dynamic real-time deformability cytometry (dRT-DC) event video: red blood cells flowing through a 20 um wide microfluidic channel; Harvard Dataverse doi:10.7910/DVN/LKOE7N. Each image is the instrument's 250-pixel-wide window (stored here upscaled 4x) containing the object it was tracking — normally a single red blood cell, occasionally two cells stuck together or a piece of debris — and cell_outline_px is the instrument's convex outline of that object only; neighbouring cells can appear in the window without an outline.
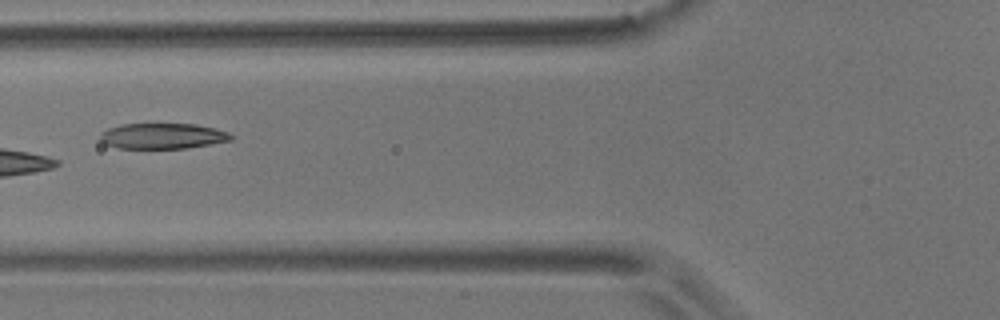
{"species": "common noctule bat (a hibernating species)", "species_latin": "Nyctalus noctula", "temperature_condition": "room temperature", "stored_images_in_passage": 15, "camera_frame_rate_fps": 3000, "um_per_image_px": 0.085, "animal": {"sex": "male", "body_mass_g": 17.9}, "frame": {"image": 1, "passage_image": 5, "time_ms": 1.333, "image_size_px": [1000, 320], "cell_outline_px": [[232, 140], [184, 148], [116, 148], [104, 144], [100, 140], [100, 132], [108, 128], [120, 124], [196, 124], [228, 132], [232, 136]], "centroid_in_image_um": [13.75, 11.56], "position_along_channel_um": 112.1, "area_um2": 19.42}}
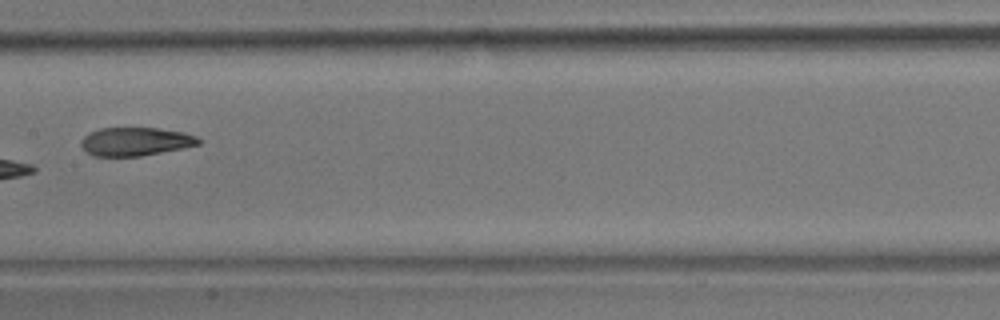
{"frame": {"image": 2, "passage_image": 7, "time_ms": 2.0, "image_size_px": [1000, 320], "cell_outline_px": [[200, 144], [140, 156], [92, 156], [80, 144], [80, 140], [84, 136], [100, 128], [156, 128], [184, 132], [196, 136], [200, 140]], "centroid_in_image_um": [11.49, 12.03], "position_along_channel_um": 195.9, "area_um2": 19.19}}
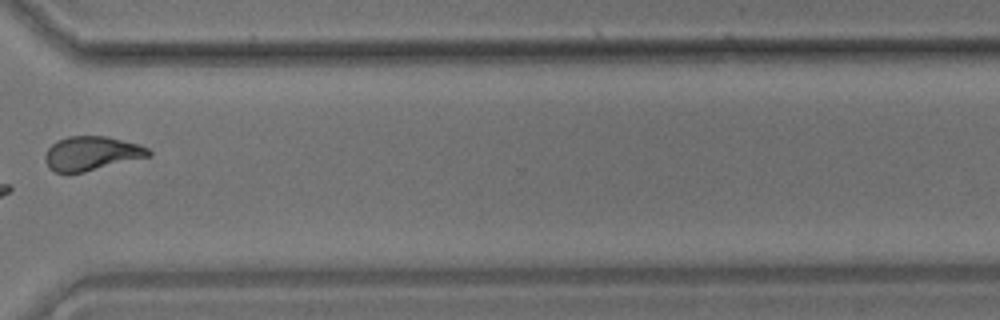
{"frame": {"image": 3, "passage_image": 11, "time_ms": 3.333, "image_size_px": [1000, 320], "cell_outline_px": [[152, 156], [84, 172], [56, 172], [48, 168], [44, 160], [44, 156], [48, 148], [52, 144], [68, 136], [108, 136], [140, 144], [148, 148], [152, 152]], "centroid_in_image_um": [7.81, 13.03], "position_along_channel_um": 362.8, "area_um2": 20.69}}